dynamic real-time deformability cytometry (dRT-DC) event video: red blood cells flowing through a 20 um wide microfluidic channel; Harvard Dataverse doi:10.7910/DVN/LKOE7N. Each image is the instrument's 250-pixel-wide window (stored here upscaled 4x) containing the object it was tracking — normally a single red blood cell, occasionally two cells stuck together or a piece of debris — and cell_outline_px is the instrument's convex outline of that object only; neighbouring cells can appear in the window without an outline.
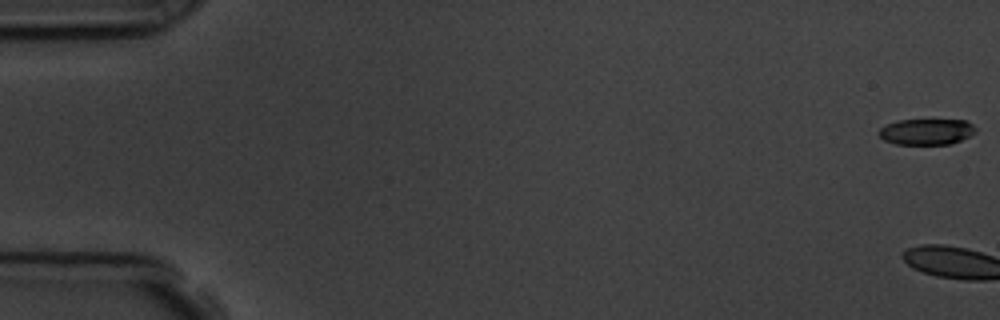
{"species": "common noctule bat (a hibernating species)", "species_latin": "Nyctalus noctula", "temperature_condition": "room temperature", "stored_images_in_passage": 4, "camera_frame_rate_fps": 3000, "um_per_image_px": 0.085, "animal": {"sex": "male", "body_mass_g": 19.5, "forearm_length_mm": 54.6}, "frame": {"image": 1, "passage_image": 1, "time_ms": 0.0, "image_size_px": [1000, 320], "cell_outline_px": [[976, 132], [952, 144], [896, 144], [884, 140], [880, 136], [880, 128], [896, 120], [968, 120], [976, 128]], "centroid_in_image_um": [78.78, 11.19], "position_along_channel_um": 6.2, "area_um2": 14.57}}